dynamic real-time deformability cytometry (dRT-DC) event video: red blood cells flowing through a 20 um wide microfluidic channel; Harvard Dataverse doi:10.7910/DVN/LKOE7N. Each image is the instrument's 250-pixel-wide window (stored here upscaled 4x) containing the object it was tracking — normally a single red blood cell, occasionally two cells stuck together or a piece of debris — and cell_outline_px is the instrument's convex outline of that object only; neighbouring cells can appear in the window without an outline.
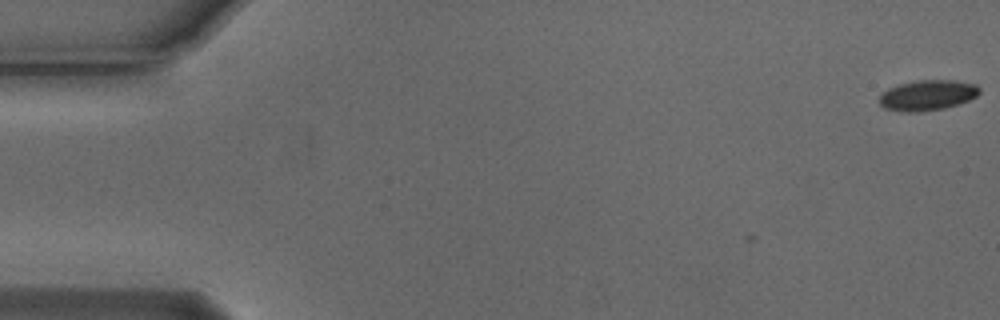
{"species": "Egyptian fruit bat (a non-hibernating species)", "species_latin": "Rousettus aegyptiacus", "temperature_condition": "cold", "stored_images_in_passage": 6, "segment_of_instrument_passage": [2, 2], "camera_frame_rate_fps": 3000, "um_per_image_px": 0.085, "animal": {"sex": "male"}, "frame": {"image": 1, "passage_image": 6, "time_ms": 1.667, "image_size_px": [1000, 320], "cell_outline_px": [[980, 92], [976, 96], [960, 104], [944, 108], [920, 112], [908, 112], [884, 108], [880, 104], [880, 96], [888, 88], [900, 84], [920, 80], [956, 80], [976, 84], [980, 88]], "centroid_in_image_um": [78.87, 8.09], "position_along_channel_um": 6.1, "area_um2": 17.69}}